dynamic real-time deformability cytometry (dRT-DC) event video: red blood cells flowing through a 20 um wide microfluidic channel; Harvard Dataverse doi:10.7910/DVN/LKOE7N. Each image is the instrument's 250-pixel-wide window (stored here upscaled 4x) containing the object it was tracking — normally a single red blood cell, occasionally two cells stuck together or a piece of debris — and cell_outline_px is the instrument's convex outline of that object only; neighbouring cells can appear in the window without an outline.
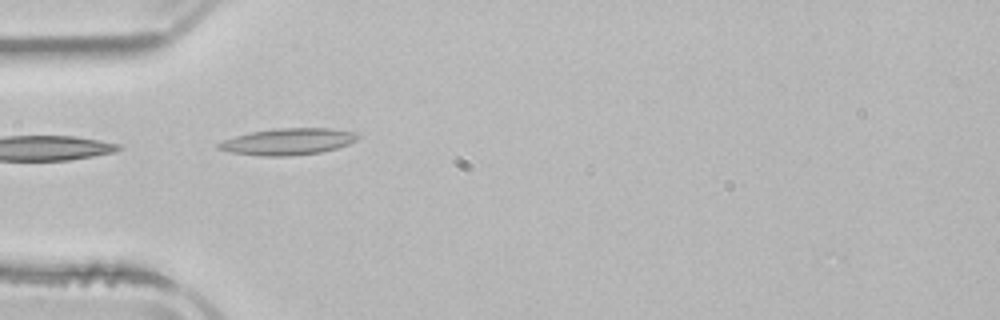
{"species": "common noctule bat (a hibernating species)", "species_latin": "Nyctalus noctula", "temperature_condition": "room temperature", "stored_images_in_passage": 3, "camera_frame_rate_fps": 3000, "um_per_image_px": 0.085, "animal": {"sex": "male", "body_mass_g": 21.5, "forearm_length_mm": 52.0}, "frame": {"image": 1, "passage_image": 2, "time_ms": 1.667, "image_size_px": [1000, 320], "cell_outline_px": [[360, 136], [356, 140], [348, 144], [336, 148], [320, 152], [292, 156], [260, 156], [232, 152], [216, 148], [216, 144], [224, 140], [236, 136], [252, 132], [280, 128], [332, 128], [360, 132]], "centroid_in_image_um": [24.53, 12.03], "position_along_channel_um": 60.5, "area_um2": 21.56}}
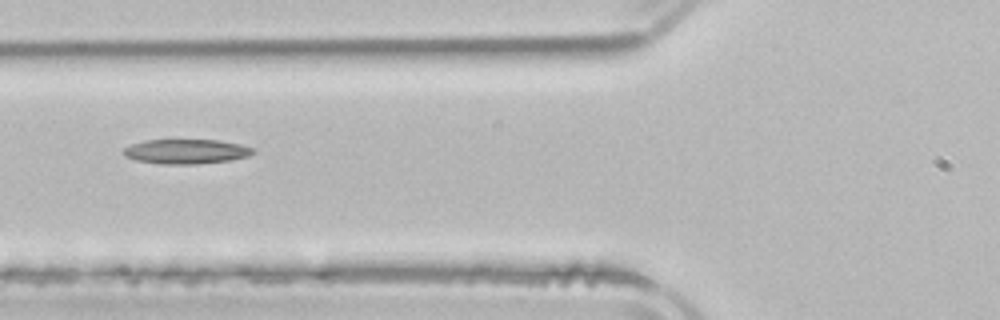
{"frame": {"image": 2, "passage_image": 3, "time_ms": 3.0, "image_size_px": [1000, 320], "cell_outline_px": [[256, 152], [248, 156], [232, 160], [196, 164], [164, 164], [136, 160], [124, 156], [124, 148], [132, 144], [144, 140], [220, 140], [240, 144], [256, 148]], "centroid_in_image_um": [15.88, 12.87], "position_along_channel_um": 109.9, "area_um2": 18.67}}